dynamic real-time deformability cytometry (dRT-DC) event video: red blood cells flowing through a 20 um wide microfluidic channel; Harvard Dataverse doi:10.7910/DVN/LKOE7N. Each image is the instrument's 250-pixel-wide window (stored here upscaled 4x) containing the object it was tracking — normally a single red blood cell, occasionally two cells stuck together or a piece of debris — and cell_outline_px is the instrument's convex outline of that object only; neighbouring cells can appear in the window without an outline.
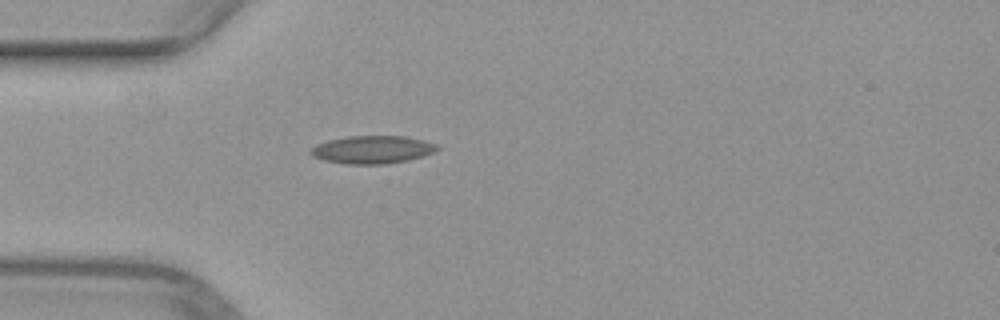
{"species": "common noctule bat (a hibernating species)", "species_latin": "Nyctalus noctula", "temperature_condition": "warm", "stored_images_in_passage": 37, "camera_frame_rate_fps": 3000, "um_per_image_px": 0.085, "animal": {"sex": "female", "body_mass_g": 29.2, "forearm_length_mm": 56.3}, "frame": {"image": 1, "passage_image": 1, "time_ms": 0.0, "image_size_px": [1000, 320], "cell_outline_px": [[440, 148], [424, 156], [408, 160], [384, 164], [344, 164], [324, 160], [312, 156], [308, 152], [316, 144], [328, 140], [348, 136], [404, 136], [424, 140], [436, 144]], "centroid_in_image_um": [31.63, 12.72], "position_along_channel_um": 53.4, "area_um2": 20.58}}
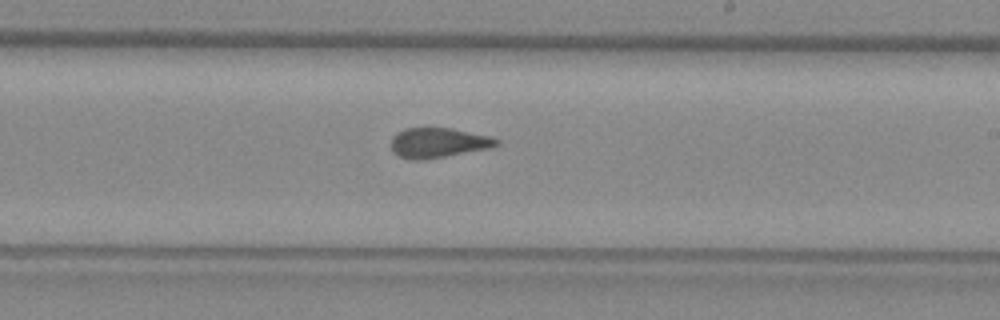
{"frame": {"image": 2, "passage_image": 16, "time_ms": 5.0, "image_size_px": [1000, 320], "cell_outline_px": [[500, 144], [492, 148], [424, 160], [412, 160], [400, 156], [392, 152], [392, 136], [396, 132], [404, 128], [452, 128], [488, 136], [500, 140]], "centroid_in_image_um": [37.25, 12.14], "position_along_channel_um": 251.7, "area_um2": 18.5}}
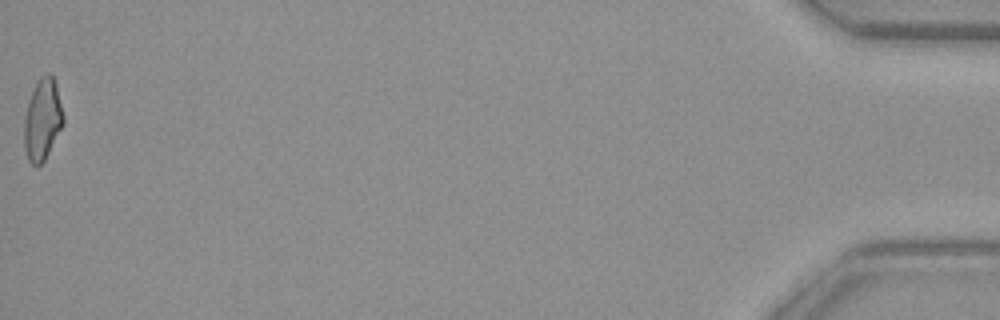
{"frame": {"image": 3, "passage_image": 37, "time_ms": 12.0, "image_size_px": [1000, 320], "cell_outline_px": [[64, 124], [44, 160], [40, 164], [32, 164], [28, 160], [24, 148], [24, 120], [28, 104], [32, 92], [40, 76], [48, 72], [52, 76], [56, 84], [64, 116]], "centroid_in_image_um": [3.62, 10.16], "position_along_channel_um": 431.6, "area_um2": 18.38}}